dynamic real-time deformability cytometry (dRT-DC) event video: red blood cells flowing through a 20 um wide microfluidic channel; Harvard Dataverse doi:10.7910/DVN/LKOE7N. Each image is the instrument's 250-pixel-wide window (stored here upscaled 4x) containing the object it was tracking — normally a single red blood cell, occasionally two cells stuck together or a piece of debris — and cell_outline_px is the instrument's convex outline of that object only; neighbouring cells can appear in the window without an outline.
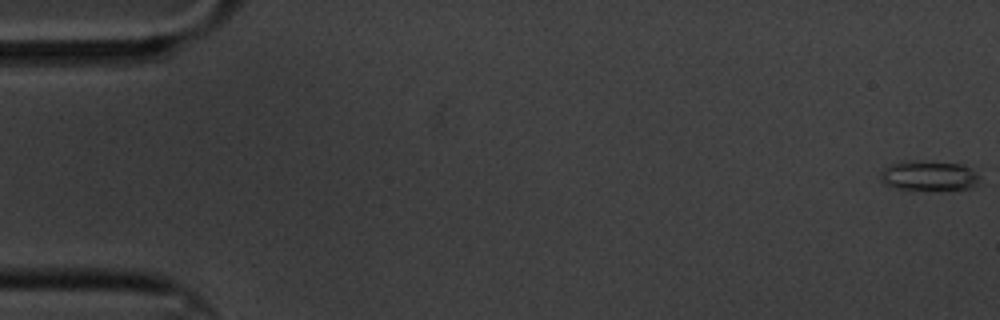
{"species": "common noctule bat (a hibernating species)", "species_latin": "Nyctalus noctula", "temperature_condition": "cold", "stored_images_in_passage": 17, "camera_frame_rate_fps": 3000, "um_per_image_px": 0.085, "animal": {"sex": "male", "body_mass_g": 20.1, "forearm_length_mm": 53.5}, "frame": {"image": 1, "passage_image": 1, "time_ms": 0.0, "image_size_px": [1000, 320], "cell_outline_px": [[980, 184], [972, 188], [892, 188], [884, 184], [880, 180], [880, 172], [884, 168], [892, 164], [904, 160], [924, 160], [960, 164], [972, 168], [980, 176]], "centroid_in_image_um": [78.96, 14.9], "position_along_channel_um": 6.0, "area_um2": 17.28}}
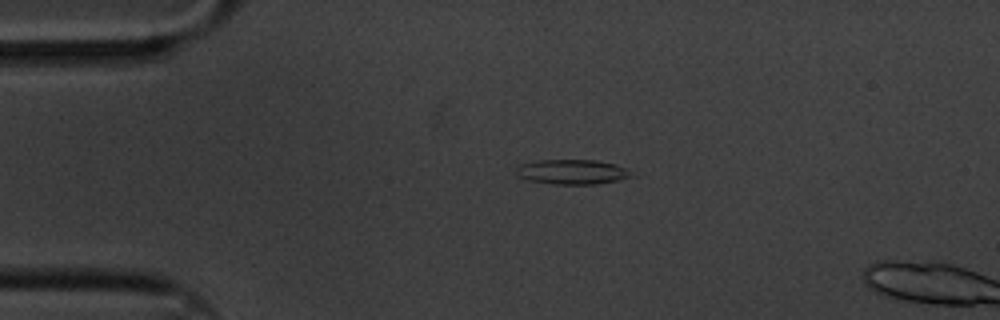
{"frame": {"image": 2, "passage_image": 14, "time_ms": 4.333, "image_size_px": [1000, 320], "cell_outline_px": [[636, 176], [620, 180], [596, 184], [552, 184], [528, 180], [516, 176], [516, 168], [520, 164], [540, 160], [596, 160], [616, 164], [628, 168]], "centroid_in_image_um": [48.68, 14.61], "position_along_channel_um": 36.3, "area_um2": 16.94}}